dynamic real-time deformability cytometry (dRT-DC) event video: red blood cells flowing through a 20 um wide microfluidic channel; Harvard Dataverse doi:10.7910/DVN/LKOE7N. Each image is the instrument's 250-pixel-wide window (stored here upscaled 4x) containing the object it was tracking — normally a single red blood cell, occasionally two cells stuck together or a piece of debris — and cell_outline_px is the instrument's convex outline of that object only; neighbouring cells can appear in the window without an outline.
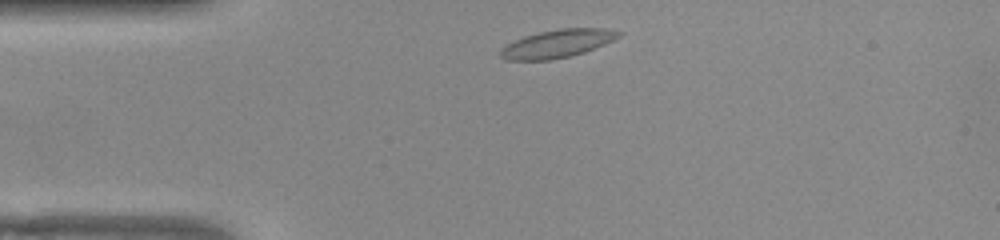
{"species": "common noctule bat (a hibernating species)", "species_latin": "Nyctalus noctula", "temperature_condition": "warm", "stored_images_in_passage": 43, "camera_frame_rate_fps": 3000, "um_per_image_px": 0.085, "animal": {"sex": "female", "body_mass_g": 22.0, "forearm_length_mm": 56.7}, "frame": {"image": 1, "passage_image": 2, "time_ms": 0.333, "image_size_px": [1000, 240], "cell_outline_px": [[624, 32], [620, 36], [604, 44], [584, 52], [568, 56], [548, 60], [508, 60], [500, 56], [500, 48], [524, 36], [540, 32], [560, 28], [604, 28]], "centroid_in_image_um": [47.38, 3.7], "position_along_channel_um": 37.6, "area_um2": 19.07}}
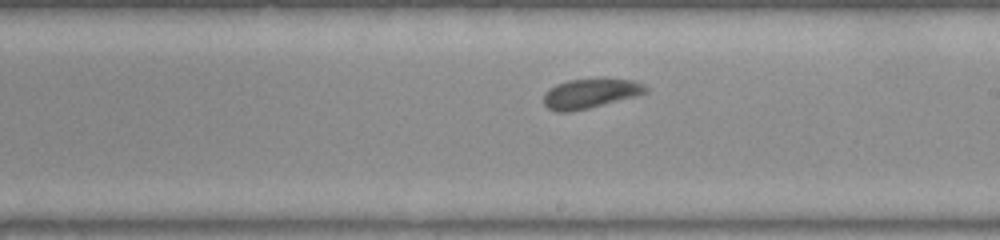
{"frame": {"image": 2, "passage_image": 20, "time_ms": 6.333, "image_size_px": [1000, 240], "cell_outline_px": [[648, 92], [640, 96], [588, 108], [568, 112], [556, 112], [548, 108], [544, 104], [544, 92], [556, 84], [568, 80], [632, 80], [644, 84], [648, 88]], "centroid_in_image_um": [50.19, 7.97], "position_along_channel_um": 238.8, "area_um2": 17.46}}
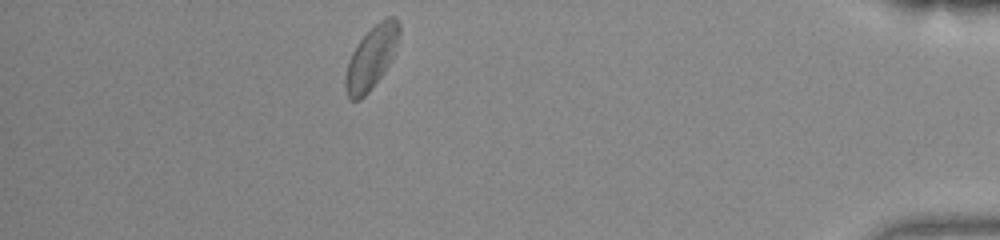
{"frame": {"image": 3, "passage_image": 37, "time_ms": 12.0, "image_size_px": [1000, 240], "cell_outline_px": [[400, 36], [392, 56], [384, 72], [368, 92], [360, 100], [348, 100], [344, 88], [344, 76], [348, 60], [356, 44], [380, 20], [388, 16], [396, 16], [400, 20]], "centroid_in_image_um": [31.55, 4.9], "position_along_channel_um": 403.7, "area_um2": 19.77}, "authors_computed_cell_mechanics": {"area_um2": 18.0914, "velocity_mm_per_s": 3.824, "shape_relaxation_time_tau1_ms": 3.5921, "shape_relaxation_time_tau2_ms": 2.9212, "deformation_change_tau1": 0.1001, "deformation_change_tau2": 0.0916}}